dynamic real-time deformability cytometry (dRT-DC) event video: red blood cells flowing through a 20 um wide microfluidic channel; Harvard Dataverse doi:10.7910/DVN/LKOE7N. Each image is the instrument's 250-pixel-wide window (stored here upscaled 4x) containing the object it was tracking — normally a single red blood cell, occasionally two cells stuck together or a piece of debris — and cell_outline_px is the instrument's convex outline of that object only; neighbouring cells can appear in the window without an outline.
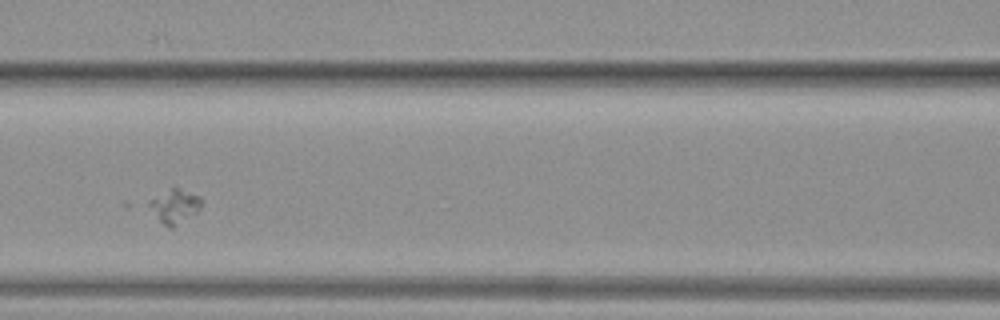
{"species": "common noctule bat (a hibernating species)", "species_latin": "Nyctalus noctula", "temperature_condition": "warm", "stored_images_in_passage": 39, "camera_frame_rate_fps": 3000, "um_per_image_px": 0.085, "animal": {"sex": "female", "body_mass_g": 19.3, "forearm_length_mm": 54.1}, "frame": {"image": 1, "passage_image": 12, "time_ms": 3.667, "image_size_px": [1000, 320], "cell_outline_px": [[204, 200], [200, 208], [196, 212], [172, 228], [168, 228], [160, 220], [148, 204], [148, 200], [172, 184], [200, 196]], "centroid_in_image_um": [14.86, 17.44], "position_along_channel_um": 151.7, "area_um2": 10.58}}
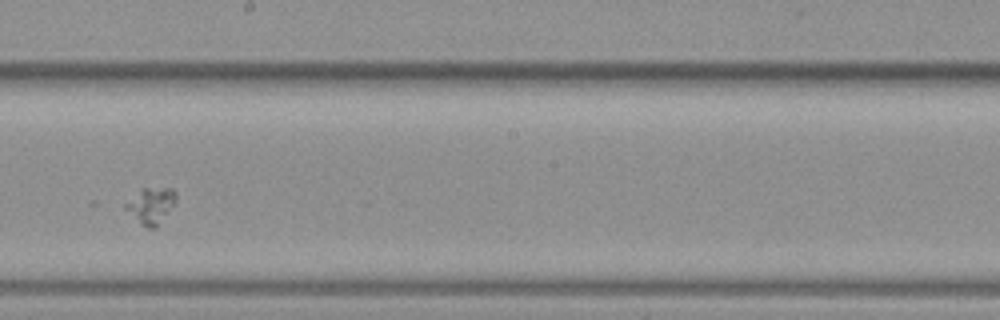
{"frame": {"image": 2, "passage_image": 18, "time_ms": 5.667, "image_size_px": [1000, 320], "cell_outline_px": [[176, 200], [156, 228], [148, 228], [140, 224], [124, 208], [124, 204], [144, 188], [172, 188], [176, 192]], "centroid_in_image_um": [12.83, 17.48], "position_along_channel_um": 235.4, "area_um2": 10.29}}
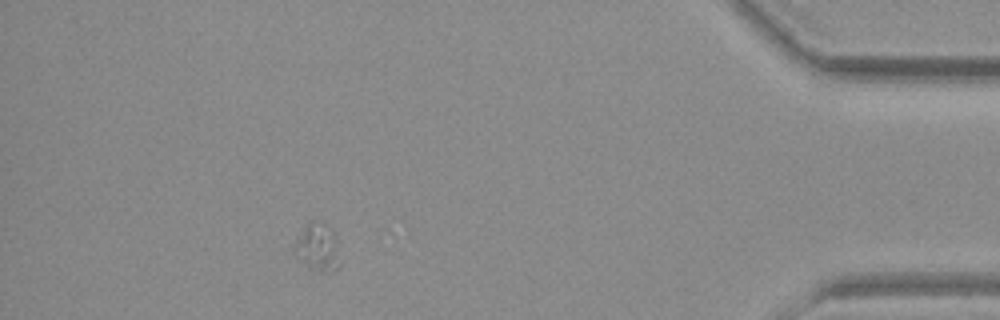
{"frame": {"image": 3, "passage_image": 34, "time_ms": 11.0, "image_size_px": [1000, 320], "cell_outline_px": [[340, 264], [332, 272], [320, 272], [308, 268], [296, 260], [292, 252], [292, 244], [304, 228], [308, 224], [316, 220], [332, 228]], "centroid_in_image_um": [26.92, 21.08], "position_along_channel_um": 408.3, "area_um2": 12.83}}